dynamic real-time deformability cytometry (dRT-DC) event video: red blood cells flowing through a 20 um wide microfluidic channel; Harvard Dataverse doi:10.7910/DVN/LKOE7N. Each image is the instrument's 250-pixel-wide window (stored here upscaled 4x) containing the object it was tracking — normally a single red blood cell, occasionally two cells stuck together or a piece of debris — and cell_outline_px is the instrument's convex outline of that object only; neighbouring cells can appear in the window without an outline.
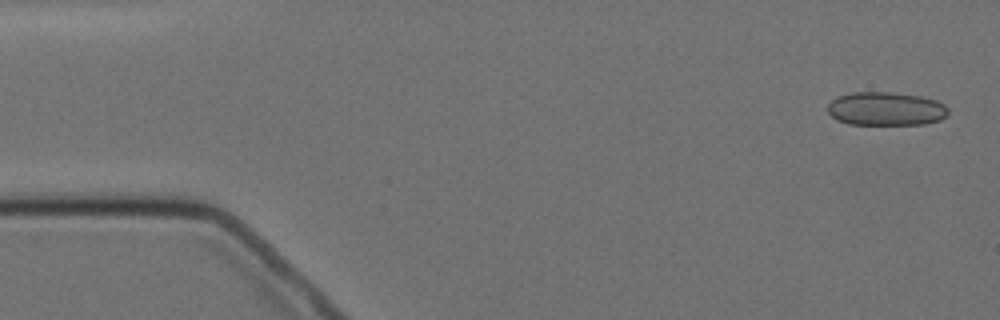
{"species": "Egyptian fruit bat (a non-hibernating species)", "species_latin": "Rousettus aegyptiacus", "temperature_condition": "cold", "stored_images_in_passage": 5, "camera_frame_rate_fps": 3000, "um_per_image_px": 0.085, "animal": {"sex": "female"}, "frame": {"image": 1, "passage_image": 1, "time_ms": 0.0, "image_size_px": [1000, 320], "cell_outline_px": [[948, 116], [940, 120], [924, 124], [848, 124], [836, 120], [828, 112], [828, 104], [836, 96], [852, 92], [892, 92], [920, 96], [936, 100], [944, 104], [948, 108]], "centroid_in_image_um": [75.3, 9.24], "position_along_channel_um": 9.7, "area_um2": 23.76}}